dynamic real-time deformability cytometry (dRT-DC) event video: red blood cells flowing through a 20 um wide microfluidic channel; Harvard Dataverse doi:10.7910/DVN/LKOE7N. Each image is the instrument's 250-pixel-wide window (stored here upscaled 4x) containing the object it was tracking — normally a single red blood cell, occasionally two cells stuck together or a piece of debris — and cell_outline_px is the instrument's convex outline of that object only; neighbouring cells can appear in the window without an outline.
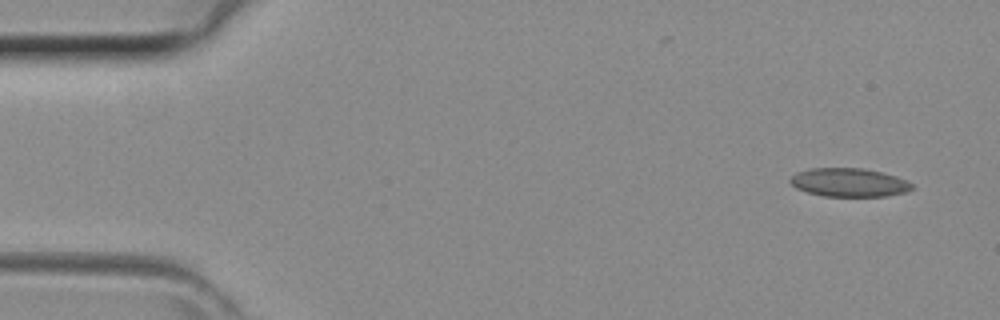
{"species": "common noctule bat (a hibernating species)", "species_latin": "Nyctalus noctula", "temperature_condition": "room temperature", "stored_images_in_passage": 41, "camera_frame_rate_fps": 3000, "um_per_image_px": 0.085, "animal": {"sex": "female", "body_mass_g": 29.2, "forearm_length_mm": 56.3}, "frame": {"image": 1, "passage_image": 1, "time_ms": 0.0, "image_size_px": [1000, 320], "cell_outline_px": [[912, 188], [904, 192], [884, 196], [824, 196], [808, 192], [796, 188], [788, 180], [796, 172], [808, 168], [864, 168], [896, 176], [908, 180], [912, 184]], "centroid_in_image_um": [72.14, 15.5], "position_along_channel_um": 12.9, "area_um2": 20.17}}
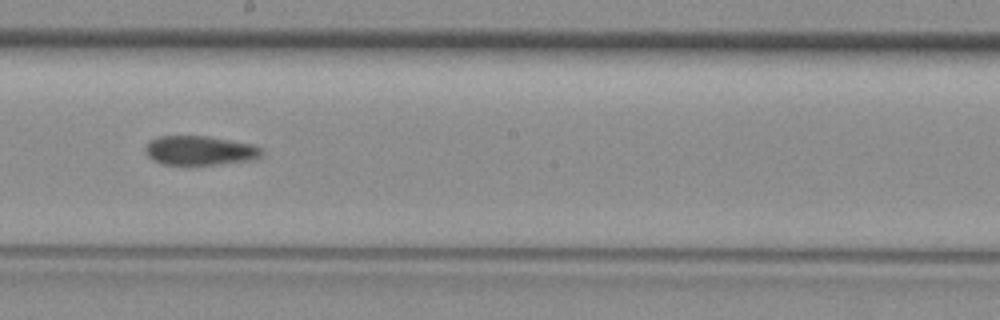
{"frame": {"image": 2, "passage_image": 22, "time_ms": 7.0, "image_size_px": [1000, 320], "cell_outline_px": [[264, 156], [256, 160], [212, 164], [164, 164], [148, 156], [144, 148], [152, 140], [160, 136], [208, 136], [252, 144], [260, 148], [264, 152]], "centroid_in_image_um": [17.06, 12.79], "position_along_channel_um": 231.1, "area_um2": 19.65}}
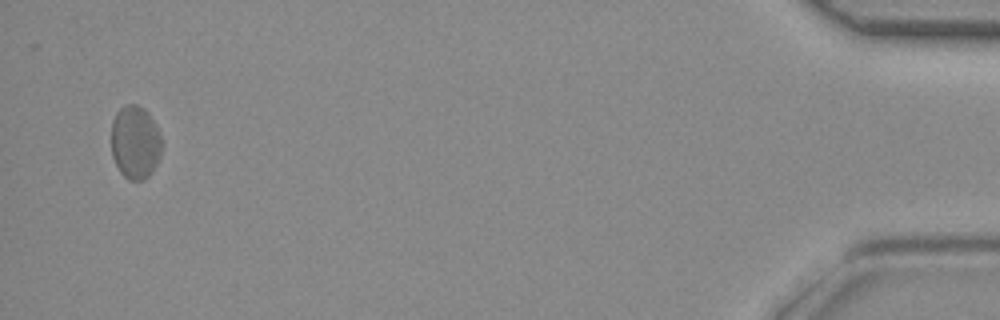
{"frame": {"image": 3, "passage_image": 40, "time_ms": 13.0, "image_size_px": [1000, 320], "cell_outline_px": [[160, 156], [156, 164], [148, 176], [144, 180], [128, 180], [120, 172], [112, 156], [112, 120], [116, 112], [124, 104], [136, 104], [144, 108], [152, 120], [160, 136]], "centroid_in_image_um": [11.46, 12.09], "position_along_channel_um": 423.7, "area_um2": 21.33}}